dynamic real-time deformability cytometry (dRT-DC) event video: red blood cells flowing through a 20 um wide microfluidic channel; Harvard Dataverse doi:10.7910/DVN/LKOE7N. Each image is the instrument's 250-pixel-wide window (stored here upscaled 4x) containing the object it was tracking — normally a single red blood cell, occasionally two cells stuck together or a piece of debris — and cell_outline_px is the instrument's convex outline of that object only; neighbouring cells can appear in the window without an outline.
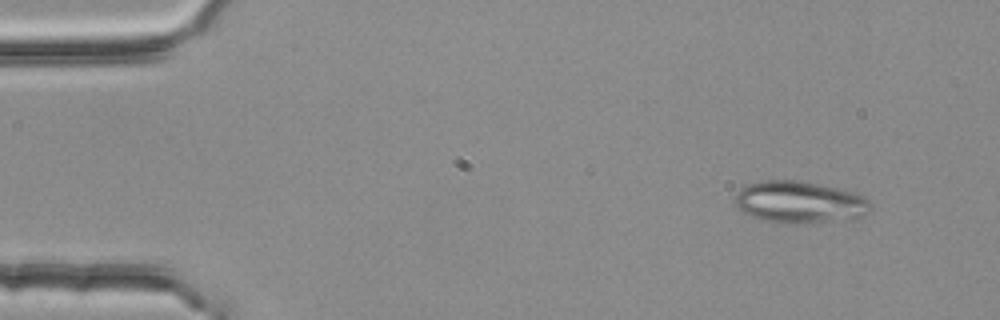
{"species": "common noctule bat (a hibernating species)", "species_latin": "Nyctalus noctula", "temperature_condition": "room temperature", "stored_images_in_passage": 4, "camera_frame_rate_fps": 3000, "um_per_image_px": 0.085, "animal": {"sex": "female", "body_mass_g": 25.1}, "frame": {"image": 1, "passage_image": 2, "time_ms": 0.333, "image_size_px": [1000, 320], "cell_outline_px": [[872, 204], [868, 212], [864, 216], [852, 220], [792, 224], [780, 224], [760, 220], [740, 212], [732, 204], [732, 200], [736, 192], [740, 188], [748, 184], [764, 180], [800, 180], [836, 188], [852, 192], [868, 200]], "centroid_in_image_um": [67.88, 17.21], "position_along_channel_um": 17.1, "area_um2": 33.99}}